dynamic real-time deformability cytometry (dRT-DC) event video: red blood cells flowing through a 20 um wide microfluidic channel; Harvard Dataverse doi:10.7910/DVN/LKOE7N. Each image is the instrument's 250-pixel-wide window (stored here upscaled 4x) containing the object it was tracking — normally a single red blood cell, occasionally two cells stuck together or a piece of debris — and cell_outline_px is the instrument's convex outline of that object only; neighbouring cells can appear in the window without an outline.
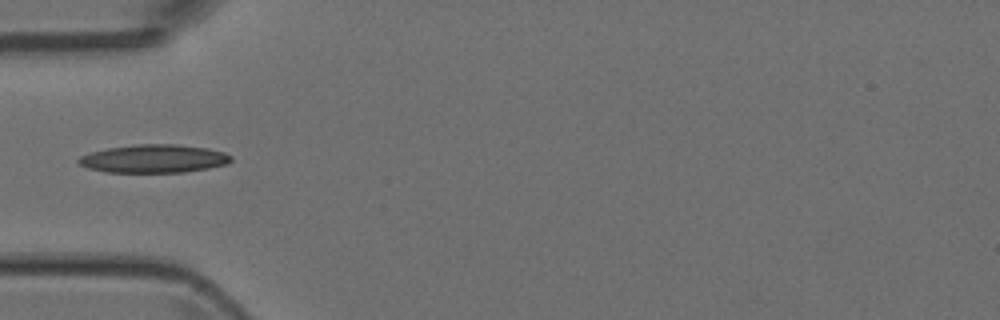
{"species": "Egyptian fruit bat (a non-hibernating species)", "species_latin": "Rousettus aegyptiacus", "temperature_condition": "room temperature", "stored_images_in_passage": 5, "camera_frame_rate_fps": 3000, "um_per_image_px": 0.085, "animal": {"sex": "female"}, "frame": {"image": 1, "passage_image": 5, "time_ms": 4.333, "image_size_px": [1000, 320], "cell_outline_px": [[232, 160], [228, 164], [208, 168], [184, 172], [104, 172], [88, 168], [80, 164], [76, 160], [80, 156], [92, 152], [108, 148], [140, 144], [176, 144], [208, 148], [224, 152], [232, 156]], "centroid_in_image_um": [13.1, 13.49], "position_along_channel_um": 71.9, "area_um2": 25.03}}